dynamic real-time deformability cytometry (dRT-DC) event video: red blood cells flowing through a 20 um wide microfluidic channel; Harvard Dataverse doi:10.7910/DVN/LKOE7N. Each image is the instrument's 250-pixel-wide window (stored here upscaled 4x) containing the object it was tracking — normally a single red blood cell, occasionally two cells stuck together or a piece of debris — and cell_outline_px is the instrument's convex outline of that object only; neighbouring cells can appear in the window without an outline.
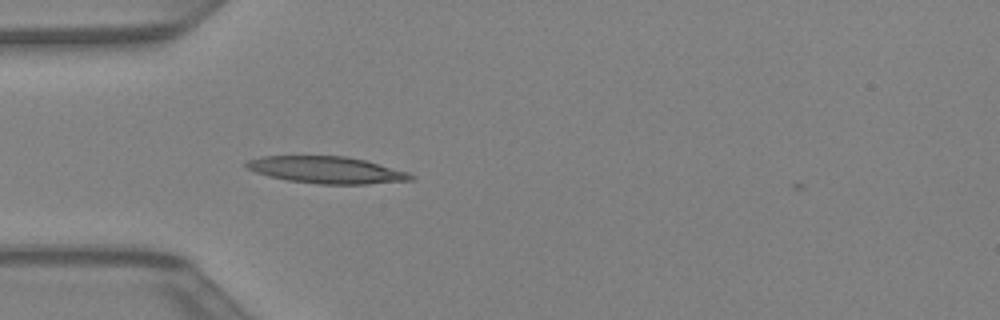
{"species": "Egyptian fruit bat (a non-hibernating species)", "species_latin": "Rousettus aegyptiacus", "temperature_condition": "warm", "stored_images_in_passage": 2, "camera_frame_rate_fps": 3000, "um_per_image_px": 0.085, "animal": {"sex": "female"}, "frame": {"image": 1, "passage_image": 1, "time_ms": 0.0, "image_size_px": [1000, 320], "cell_outline_px": [[416, 176], [412, 180], [368, 184], [320, 184], [288, 180], [268, 176], [256, 172], [248, 168], [244, 164], [248, 160], [264, 156], [344, 156], [364, 160], [408, 172]], "centroid_in_image_um": [27.77, 14.45], "position_along_channel_um": 57.2, "area_um2": 25.55}}